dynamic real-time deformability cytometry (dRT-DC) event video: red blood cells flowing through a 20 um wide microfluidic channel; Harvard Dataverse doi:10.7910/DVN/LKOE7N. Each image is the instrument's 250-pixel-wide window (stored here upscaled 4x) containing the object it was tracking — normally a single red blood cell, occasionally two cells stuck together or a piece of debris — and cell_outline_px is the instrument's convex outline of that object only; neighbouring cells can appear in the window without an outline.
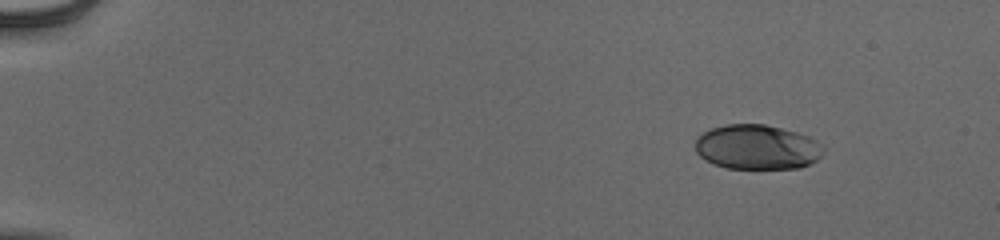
{"species": "human", "species_latin": "Homo sapiens", "temperature_condition": "cold", "stored_images_in_passage": 48, "camera_frame_rate_fps": 3000, "um_per_image_px": 0.085, "donor": {"sex": "male"}, "frame": {"image": 1, "passage_image": 1, "time_ms": 0.0, "image_size_px": [1000, 240], "cell_outline_px": [[824, 152], [816, 160], [800, 168], [728, 168], [716, 164], [700, 156], [696, 152], [696, 140], [704, 132], [712, 128], [724, 124], [764, 124], [796, 132], [808, 136], [816, 140], [824, 148]], "centroid_in_image_um": [64.37, 12.5], "position_along_channel_um": 20.6, "area_um2": 33.06}}
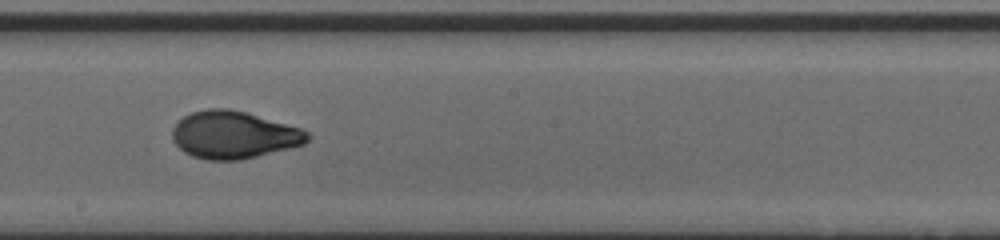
{"frame": {"image": 2, "passage_image": 27, "time_ms": 8.667, "image_size_px": [1000, 240], "cell_outline_px": [[308, 140], [304, 144], [240, 160], [204, 160], [192, 156], [184, 152], [172, 140], [172, 128], [184, 116], [192, 112], [208, 108], [228, 108], [244, 112], [300, 128], [308, 132]], "centroid_in_image_um": [19.82, 11.47], "position_along_channel_um": 228.4, "area_um2": 36.99}}
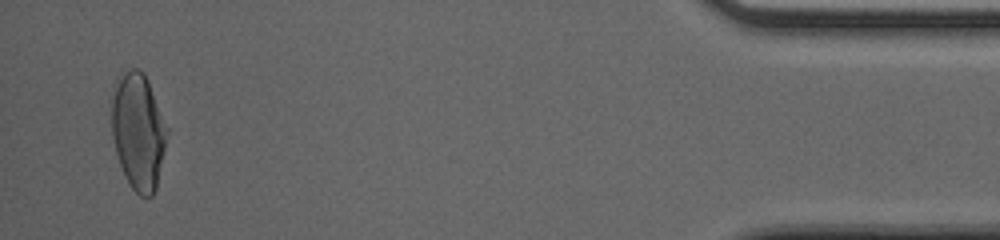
{"frame": {"image": 3, "passage_image": 47, "time_ms": 15.333, "image_size_px": [1000, 240], "cell_outline_px": [[168, 132], [156, 188], [152, 196], [140, 196], [132, 188], [124, 176], [116, 152], [112, 136], [112, 84], [124, 72], [132, 68], [136, 68], [144, 72], [148, 80], [168, 128]], "centroid_in_image_um": [11.74, 11.13], "position_along_channel_um": 423.5, "area_um2": 37.63}, "authors_computed_cell_mechanics": {"area_um2": 36.2406, "velocity_mm_per_s": 3.9512, "shape_relaxation_time_tau1_ms": 5.354, "shape_relaxation_time_tau2_ms": 0.8605, "deformation_change_tau1": 0.2014, "deformation_change_tau2": 0.0509}}